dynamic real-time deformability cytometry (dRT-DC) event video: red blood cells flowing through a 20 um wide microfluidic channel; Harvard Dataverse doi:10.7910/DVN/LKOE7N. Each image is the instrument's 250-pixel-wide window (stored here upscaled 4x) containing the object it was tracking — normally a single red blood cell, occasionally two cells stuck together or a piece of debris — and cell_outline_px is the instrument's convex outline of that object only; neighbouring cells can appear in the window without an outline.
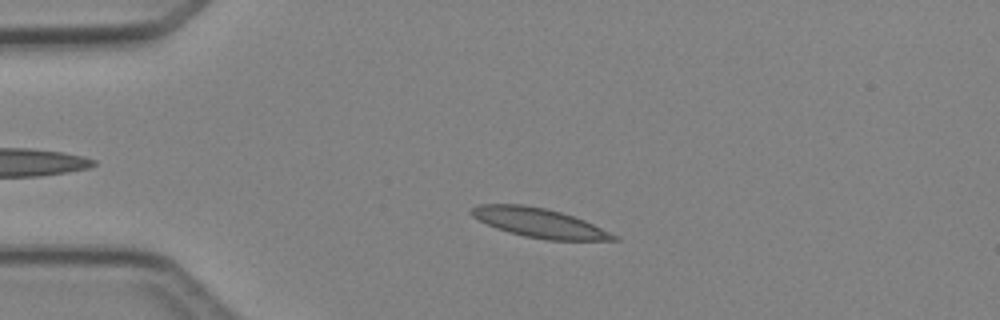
{"species": "Egyptian fruit bat (a non-hibernating species)", "species_latin": "Rousettus aegyptiacus", "temperature_condition": "cold", "stored_images_in_passage": 46, "camera_frame_rate_fps": 3000, "um_per_image_px": 0.085, "animal": {"sex": "female"}, "frame": {"image": 1, "passage_image": 9, "time_ms": 2.667, "image_size_px": [1000, 320], "cell_outline_px": [[620, 240], [548, 240], [524, 236], [508, 232], [496, 228], [472, 216], [468, 212], [476, 204], [524, 204], [544, 208], [560, 212], [584, 220], [620, 236]], "centroid_in_image_um": [45.84, 18.94], "position_along_channel_um": 39.2, "area_um2": 24.22}}
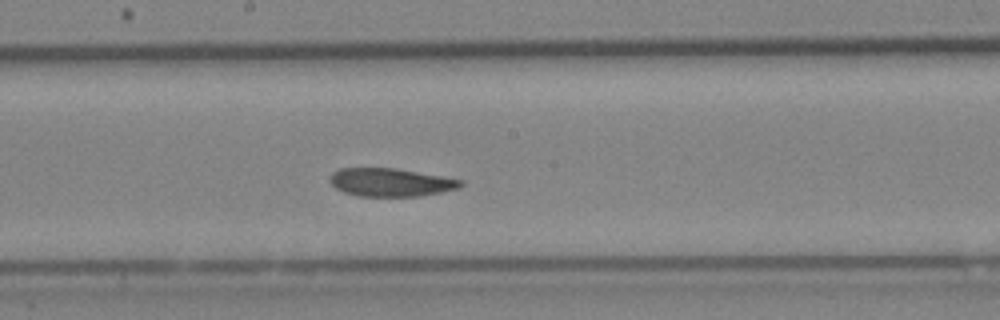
{"frame": {"image": 2, "passage_image": 24, "time_ms": 7.667, "image_size_px": [1000, 320], "cell_outline_px": [[464, 184], [460, 188], [420, 196], [356, 196], [344, 192], [336, 188], [332, 184], [332, 172], [340, 168], [396, 168], [444, 176], [464, 180]], "centroid_in_image_um": [33.26, 15.49], "position_along_channel_um": 214.9, "area_um2": 21.5}}
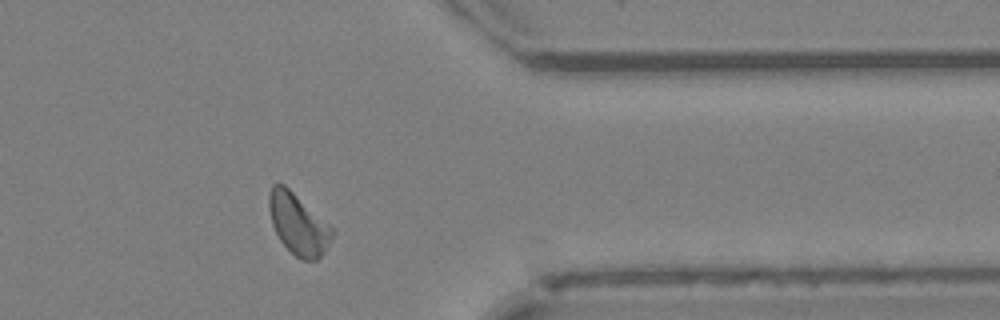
{"frame": {"image": 3, "passage_image": 37, "time_ms": 12.0, "image_size_px": [1000, 320], "cell_outline_px": [[332, 236], [324, 252], [316, 260], [300, 260], [280, 240], [272, 224], [268, 208], [268, 196], [272, 184], [284, 184], [328, 224], [332, 228]], "centroid_in_image_um": [25.3, 19.04], "position_along_channel_um": 386.1, "area_um2": 21.91}, "authors_computed_cell_mechanics": {"area_um2": 22.4553, "velocity_mm_per_s": 4.2114, "shape_relaxation_time_tau1_ms": 3.7681, "shape_relaxation_time_tau2_ms": 4.0267, "deformation_change_tau1": 0.1303, "deformation_change_tau2": 0.0788}}